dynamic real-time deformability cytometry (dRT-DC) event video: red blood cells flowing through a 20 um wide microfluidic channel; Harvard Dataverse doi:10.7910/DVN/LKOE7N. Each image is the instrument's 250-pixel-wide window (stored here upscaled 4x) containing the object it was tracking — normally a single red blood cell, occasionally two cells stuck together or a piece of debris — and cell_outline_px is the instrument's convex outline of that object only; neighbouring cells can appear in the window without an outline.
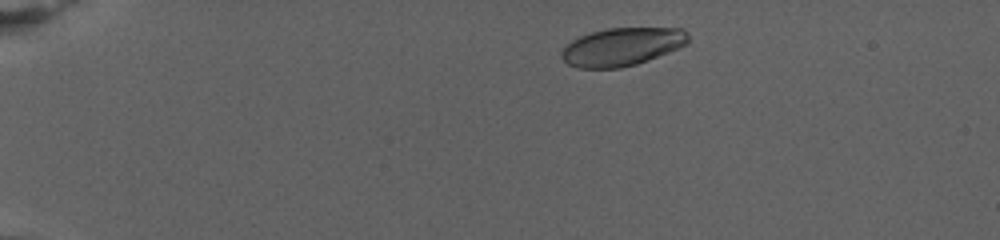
{"species": "human", "species_latin": "Homo sapiens", "temperature_condition": "warm", "stored_images_in_passage": 64, "camera_frame_rate_fps": 3000, "um_per_image_px": 0.085, "donor": {"sex": "female"}, "frame": {"image": 1, "passage_image": 1, "time_ms": 0.0, "image_size_px": [1000, 240], "cell_outline_px": [[688, 44], [648, 60], [636, 64], [620, 68], [576, 68], [568, 64], [560, 56], [560, 52], [572, 40], [580, 36], [592, 32], [608, 28], [684, 28], [688, 32]], "centroid_in_image_um": [52.88, 3.97], "position_along_channel_um": 32.1, "area_um2": 28.09}}
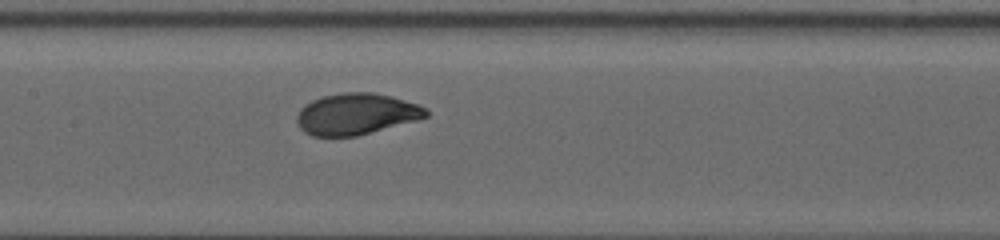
{"frame": {"image": 2, "passage_image": 27, "time_ms": 8.667, "image_size_px": [1000, 240], "cell_outline_px": [[428, 116], [416, 120], [356, 136], [312, 136], [304, 132], [300, 128], [296, 120], [296, 116], [300, 108], [304, 104], [320, 96], [340, 92], [372, 92], [392, 96], [428, 108]], "centroid_in_image_um": [30.24, 9.68], "position_along_channel_um": 177.2, "area_um2": 31.21}}
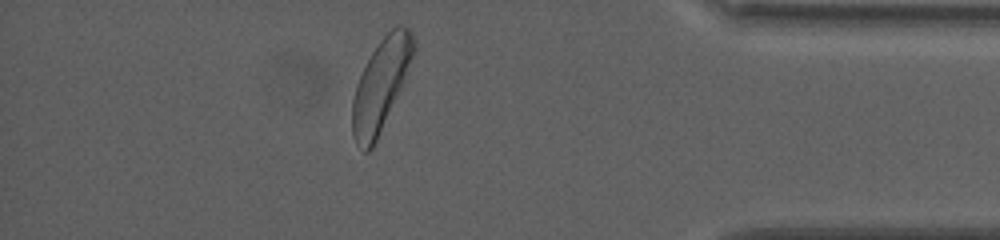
{"frame": {"image": 3, "passage_image": 55, "time_ms": 18.0, "image_size_px": [1000, 240], "cell_outline_px": [[416, 48], [404, 80], [376, 140], [372, 148], [368, 152], [364, 152], [356, 144], [352, 132], [352, 100], [356, 84], [372, 52], [380, 40], [396, 24], [400, 24], [408, 28], [412, 32], [416, 40]], "centroid_in_image_um": [32.37, 7.19], "position_along_channel_um": 402.8, "area_um2": 32.25}, "authors_computed_cell_mechanics": {"area_um2": 31.1542, "velocity_mm_per_s": 2.7122, "shape_relaxation_time_tau1_ms": 3.4788, "shape_relaxation_time_tau2_ms": null, "deformation_change_tau1": 0.1792, "deformation_change_tau2": null}}